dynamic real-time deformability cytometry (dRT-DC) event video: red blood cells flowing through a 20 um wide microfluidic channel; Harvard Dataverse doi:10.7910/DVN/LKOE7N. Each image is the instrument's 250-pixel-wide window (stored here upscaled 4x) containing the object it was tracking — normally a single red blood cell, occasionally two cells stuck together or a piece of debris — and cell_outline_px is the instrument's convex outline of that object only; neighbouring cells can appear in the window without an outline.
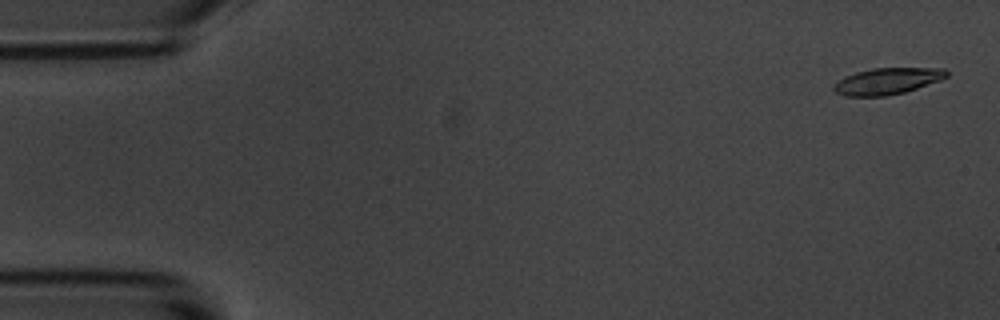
{"species": "common noctule bat (a hibernating species)", "species_latin": "Nyctalus noctula", "temperature_condition": "room temperature", "stored_images_in_passage": 55, "camera_frame_rate_fps": 3000, "um_per_image_px": 0.085, "animal": {"sex": "male", "body_mass_g": 20.1, "forearm_length_mm": 53.5}, "frame": {"image": 1, "passage_image": 2, "time_ms": 0.333, "image_size_px": [1000, 320], "cell_outline_px": [[948, 76], [940, 80], [904, 92], [884, 96], [844, 96], [836, 92], [832, 88], [832, 84], [844, 76], [856, 72], [872, 68], [944, 68], [948, 72]], "centroid_in_image_um": [75.38, 6.89], "position_along_channel_um": 9.6, "area_um2": 17.4}}
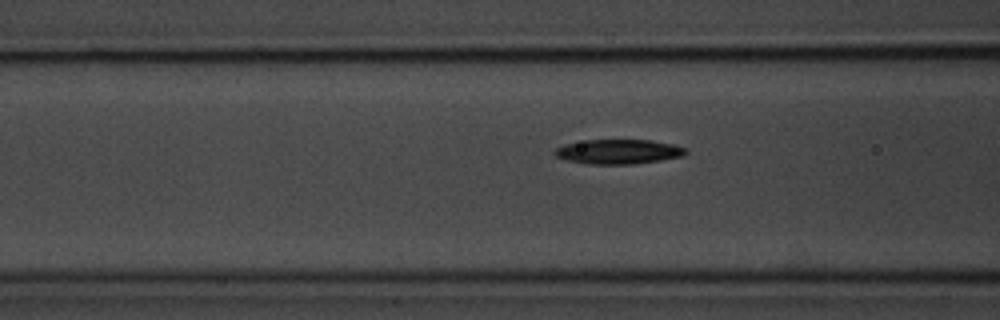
{"frame": {"image": 2, "passage_image": 21, "time_ms": 6.667, "image_size_px": [1000, 320], "cell_outline_px": [[688, 152], [680, 156], [660, 160], [632, 164], [588, 164], [568, 160], [556, 156], [552, 152], [556, 148], [564, 144], [584, 140], [652, 140], [672, 144], [684, 148]], "centroid_in_image_um": [52.52, 12.88], "position_along_channel_um": 114.1, "area_um2": 18.61}}
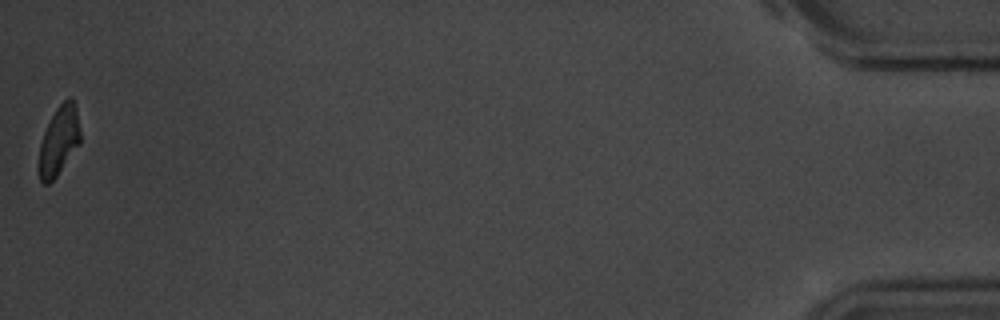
{"frame": {"image": 3, "passage_image": 55, "time_ms": 18.0, "image_size_px": [1000, 320], "cell_outline_px": [[80, 144], [56, 176], [48, 184], [44, 184], [40, 180], [36, 168], [40, 144], [44, 132], [56, 108], [68, 96], [72, 96], [76, 108], [80, 128]], "centroid_in_image_um": [4.99, 11.98], "position_along_channel_um": 430.2, "area_um2": 16.88}, "authors_computed_cell_mechanics": {"area_um2": 18.3804, "velocity_mm_per_s": 3.6447, "shape_relaxation_time_tau1_ms": 2.9938, "shape_relaxation_time_tau2_ms": null, "deformation_change_tau1": 0.1647, "deformation_change_tau2": null}}